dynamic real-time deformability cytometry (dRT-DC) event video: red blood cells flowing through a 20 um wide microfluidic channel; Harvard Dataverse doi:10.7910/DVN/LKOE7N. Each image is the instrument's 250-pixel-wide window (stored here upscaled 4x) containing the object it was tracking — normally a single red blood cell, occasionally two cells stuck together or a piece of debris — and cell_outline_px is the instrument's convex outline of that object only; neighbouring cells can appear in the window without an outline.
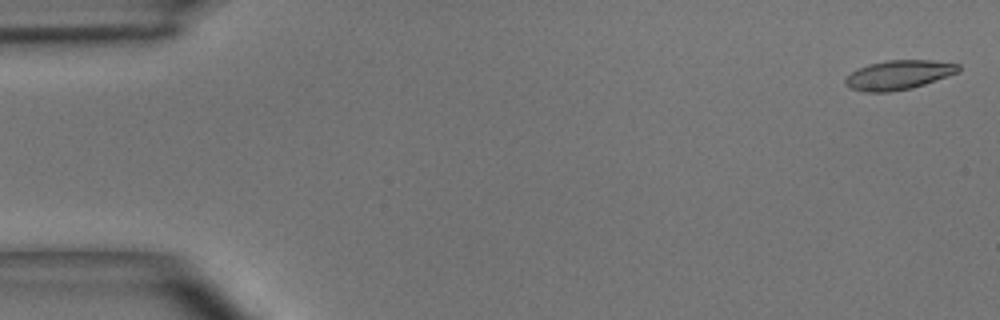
{"species": "common noctule bat (a hibernating species)", "species_latin": "Nyctalus noctula", "temperature_condition": "room temperature", "stored_images_in_passage": 6, "camera_frame_rate_fps": 3000, "um_per_image_px": 0.085, "animal": {"sex": "male", "body_mass_g": 15.6}, "frame": {"image": 1, "passage_image": 1, "time_ms": 0.0, "image_size_px": [1000, 320], "cell_outline_px": [[960, 72], [912, 88], [888, 92], [868, 92], [852, 88], [844, 84], [844, 80], [856, 68], [868, 64], [888, 60], [932, 60], [960, 64]], "centroid_in_image_um": [76.4, 6.36], "position_along_channel_um": 8.6, "area_um2": 19.31}}
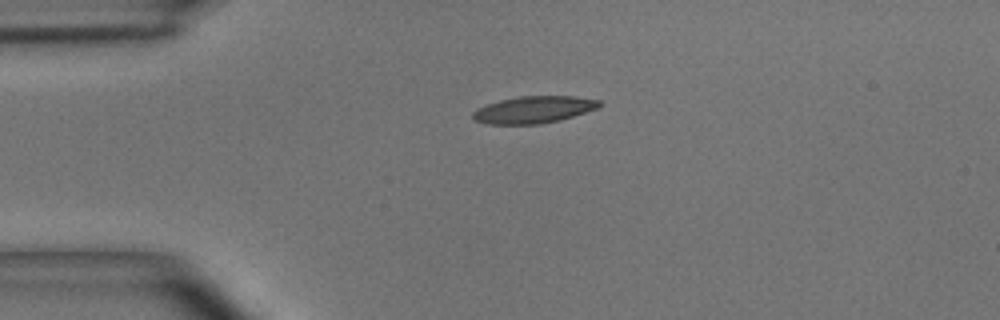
{"frame": {"image": 2, "passage_image": 4, "time_ms": 1.0, "image_size_px": [1000, 320], "cell_outline_px": [[600, 108], [560, 120], [540, 124], [488, 124], [476, 120], [472, 116], [472, 112], [476, 108], [500, 100], [520, 96], [572, 96], [600, 100]], "centroid_in_image_um": [45.38, 9.32], "position_along_channel_um": 39.6, "area_um2": 19.88}}
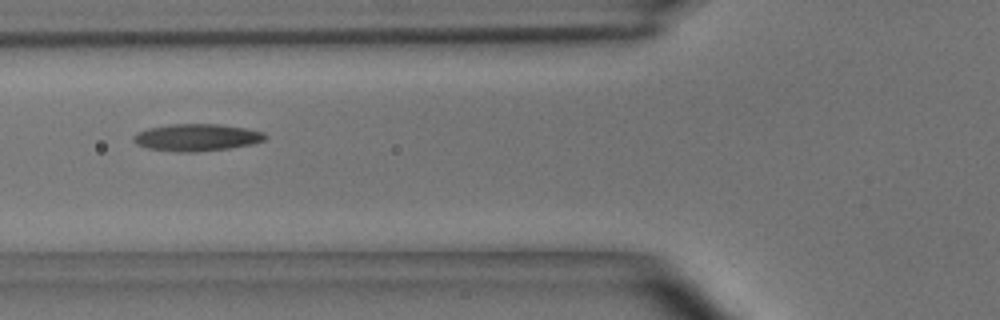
{"frame": {"image": 3, "passage_image": 6, "time_ms": 1.667, "image_size_px": [1000, 320], "cell_outline_px": [[268, 136], [264, 140], [252, 144], [228, 148], [196, 152], [188, 152], [148, 148], [136, 144], [132, 140], [132, 136], [136, 132], [148, 128], [168, 124], [220, 124], [244, 128], [264, 132]], "centroid_in_image_um": [16.7, 11.67], "position_along_channel_um": 109.1, "area_um2": 20.75}}